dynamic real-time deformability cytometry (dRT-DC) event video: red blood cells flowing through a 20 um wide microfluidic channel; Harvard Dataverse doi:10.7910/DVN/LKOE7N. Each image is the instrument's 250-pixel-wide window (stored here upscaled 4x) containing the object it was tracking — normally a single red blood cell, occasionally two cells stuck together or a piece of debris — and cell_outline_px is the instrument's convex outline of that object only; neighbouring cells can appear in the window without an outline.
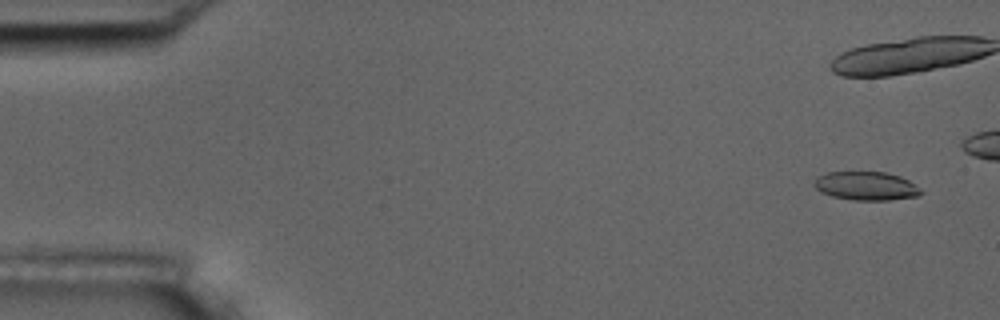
{"species": "common noctule bat (a hibernating species)", "species_latin": "Nyctalus noctula", "temperature_condition": "room temperature", "stored_images_in_passage": 6, "camera_frame_rate_fps": 3000, "um_per_image_px": 0.085, "animal": {"sex": "male", "body_mass_g": 17.5, "forearm_length_mm": 52.3}, "frame": {"image": 1, "passage_image": 1, "time_ms": 0.0, "image_size_px": [1000, 320], "cell_outline_px": [[924, 192], [920, 196], [888, 200], [852, 200], [832, 196], [820, 192], [812, 184], [820, 176], [828, 172], [884, 172], [900, 176], [908, 180]], "centroid_in_image_um": [73.64, 15.81], "position_along_channel_um": 11.4, "area_um2": 17.74}}